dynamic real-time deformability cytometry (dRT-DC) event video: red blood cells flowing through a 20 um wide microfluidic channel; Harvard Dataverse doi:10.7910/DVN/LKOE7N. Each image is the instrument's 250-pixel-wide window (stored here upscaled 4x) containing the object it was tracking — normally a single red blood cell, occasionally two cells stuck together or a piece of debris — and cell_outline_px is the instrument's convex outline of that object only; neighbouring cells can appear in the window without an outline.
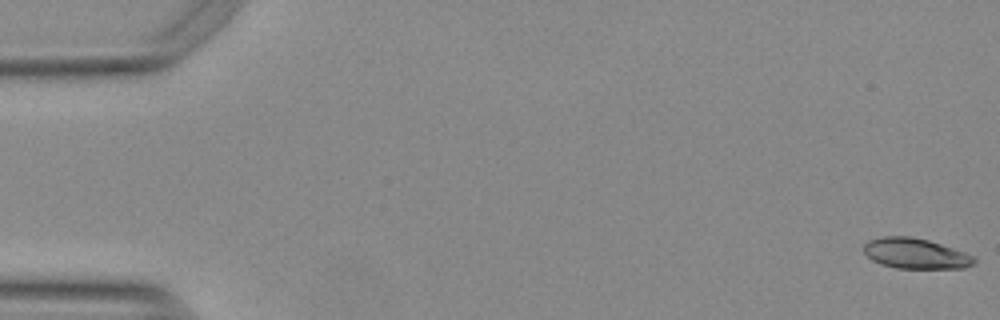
{"species": "Egyptian fruit bat (a non-hibernating species)", "species_latin": "Rousettus aegyptiacus", "temperature_condition": "warm", "stored_images_in_passage": 54, "camera_frame_rate_fps": 3000, "um_per_image_px": 0.085, "animal": {"sex": "female"}, "frame": {"image": 1, "passage_image": 1, "time_ms": 0.0, "image_size_px": [1000, 320], "cell_outline_px": [[976, 260], [972, 264], [964, 268], [896, 268], [880, 264], [872, 260], [864, 252], [864, 244], [868, 240], [884, 236], [912, 236], [928, 240], [964, 252], [972, 256]], "centroid_in_image_um": [77.77, 21.54], "position_along_channel_um": 7.2, "area_um2": 19.42}}
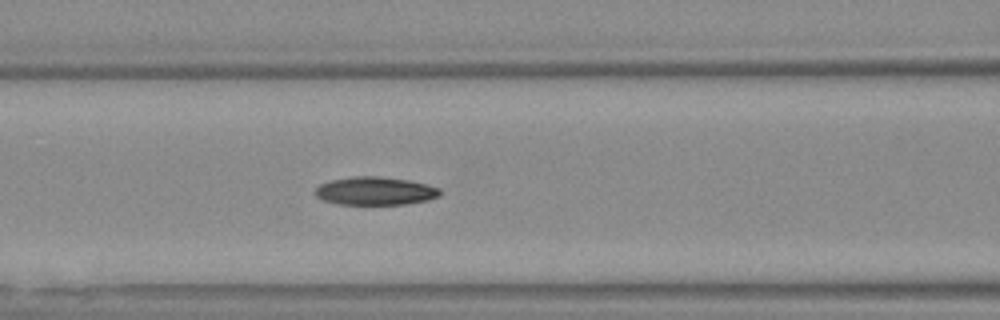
{"frame": {"image": 2, "passage_image": 23, "time_ms": 7.333, "image_size_px": [1000, 320], "cell_outline_px": [[440, 196], [428, 200], [404, 204], [336, 204], [324, 200], [316, 196], [316, 188], [320, 184], [332, 180], [352, 176], [376, 176], [408, 180], [440, 188]], "centroid_in_image_um": [31.89, 16.23], "position_along_channel_um": 134.7, "area_um2": 20.29}}
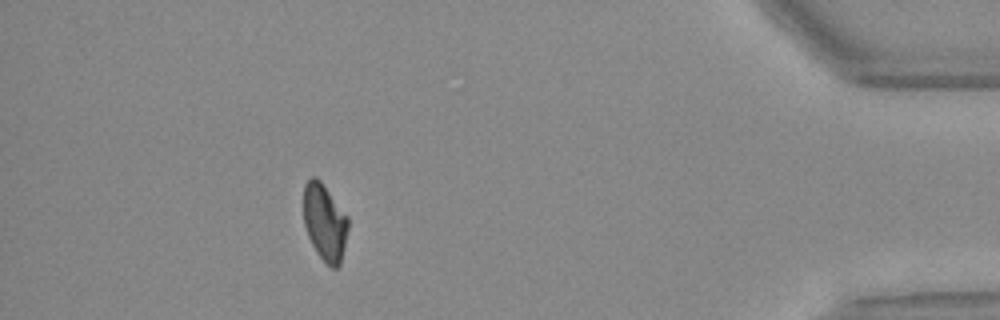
{"frame": {"image": 3, "passage_image": 49, "time_ms": 16.0, "image_size_px": [1000, 320], "cell_outline_px": [[348, 228], [344, 248], [340, 264], [336, 268], [332, 268], [316, 252], [308, 236], [304, 224], [304, 184], [312, 176], [316, 176], [320, 180], [348, 216]], "centroid_in_image_um": [27.6, 18.88], "position_along_channel_um": 407.6, "area_um2": 19.83}, "authors_computed_cell_mechanics": {"area_um2": 20.4901, "velocity_mm_per_s": 3.7752, "shape_relaxation_time_tau1_ms": null, "shape_relaxation_time_tau2_ms": 6.1652, "deformation_change_tau1": null, "deformation_change_tau2": 0.1163}}